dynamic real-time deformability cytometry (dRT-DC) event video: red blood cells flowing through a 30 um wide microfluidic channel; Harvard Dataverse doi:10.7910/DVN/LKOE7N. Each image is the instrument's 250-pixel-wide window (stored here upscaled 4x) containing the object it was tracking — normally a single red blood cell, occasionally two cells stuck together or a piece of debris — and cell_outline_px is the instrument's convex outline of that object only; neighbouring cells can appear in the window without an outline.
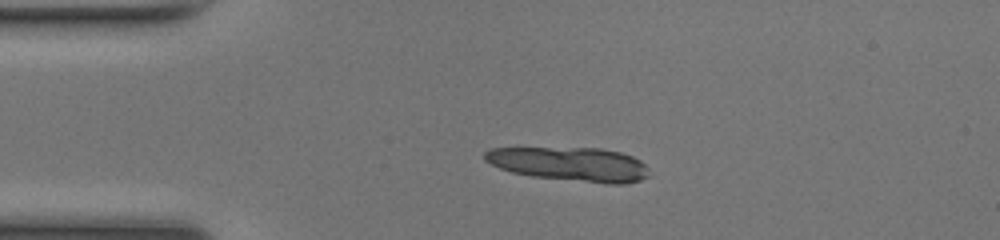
{"species": "common noctule bat (a hibernating species)", "species_latin": "Nyctalus noctula", "temperature_condition": "room temperature", "stored_images_in_passage": 3, "camera_frame_rate_fps": 3000, "um_per_image_px": 0.085, "animal": {"sex": "female", "body_mass_g": 17.0, "forearm_length_mm": 48.0}, "frame": {"image": 1, "passage_image": 1, "time_ms": 0.0, "image_size_px": [1000, 240], "cell_outline_px": [[648, 176], [640, 180], [624, 184], [608, 184], [532, 176], [512, 172], [500, 168], [484, 160], [484, 152], [492, 148], [600, 148], [620, 152], [632, 156], [640, 160], [648, 168]], "centroid_in_image_um": [48.47, 13.95], "position_along_channel_um": 36.5, "area_um2": 32.48}}